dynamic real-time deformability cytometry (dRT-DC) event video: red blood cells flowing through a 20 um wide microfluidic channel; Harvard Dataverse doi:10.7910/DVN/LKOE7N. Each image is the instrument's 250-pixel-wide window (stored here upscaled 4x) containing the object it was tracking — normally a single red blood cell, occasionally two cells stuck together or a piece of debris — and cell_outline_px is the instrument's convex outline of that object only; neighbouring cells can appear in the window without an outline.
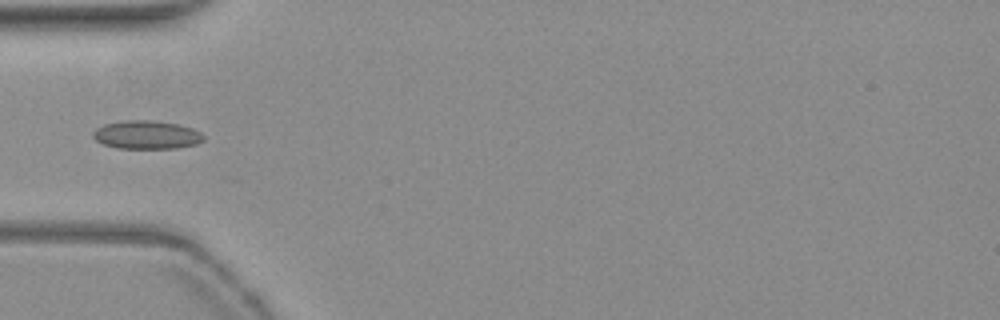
{"species": "common noctule bat (a hibernating species)", "species_latin": "Nyctalus noctula", "temperature_condition": "warm", "stored_images_in_passage": 9, "camera_frame_rate_fps": 3000, "um_per_image_px": 0.085, "animal": {"sex": "female", "body_mass_g": 19.3, "forearm_length_mm": 54.1}, "frame": {"image": 1, "passage_image": 1, "time_ms": 0.0, "image_size_px": [1000, 320], "cell_outline_px": [[204, 140], [196, 144], [176, 148], [116, 148], [104, 144], [96, 140], [92, 136], [92, 132], [96, 128], [104, 124], [124, 120], [148, 120], [180, 124], [192, 128], [200, 132], [204, 136]], "centroid_in_image_um": [12.45, 11.45], "position_along_channel_um": 72.5, "area_um2": 18.32}}
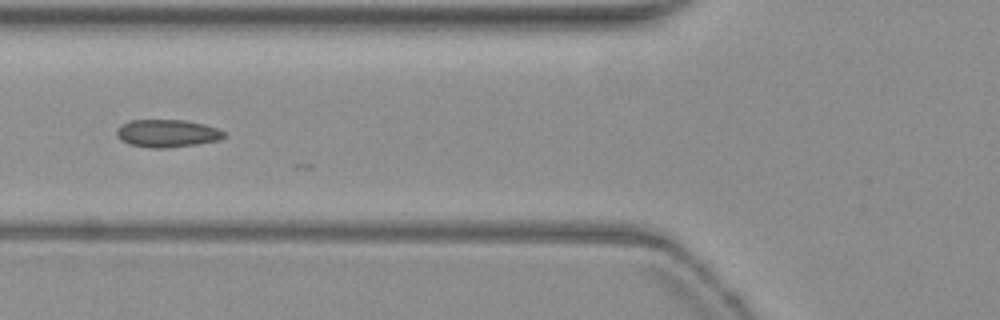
{"frame": {"image": 2, "passage_image": 4, "time_ms": 1.0, "image_size_px": [1000, 320], "cell_outline_px": [[224, 136], [220, 140], [196, 144], [168, 148], [148, 148], [128, 144], [120, 140], [116, 136], [116, 128], [120, 124], [128, 120], [184, 120], [204, 124], [216, 128], [224, 132]], "centroid_in_image_um": [14.13, 11.34], "position_along_channel_um": 111.7, "area_um2": 17.51}}
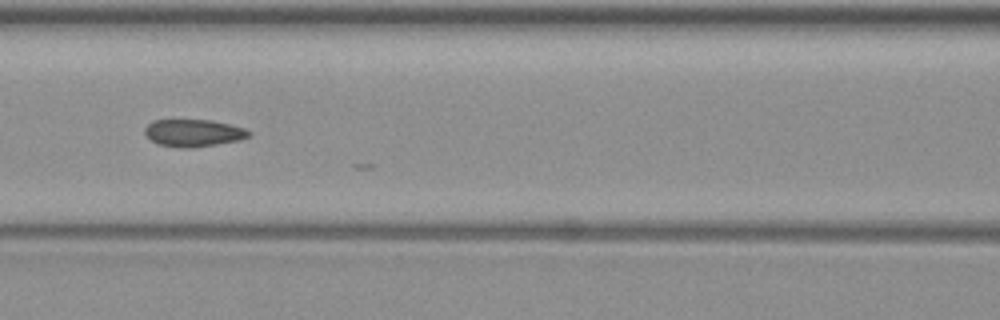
{"frame": {"image": 3, "passage_image": 7, "time_ms": 2.0, "image_size_px": [1000, 320], "cell_outline_px": [[252, 132], [248, 136], [240, 140], [192, 148], [180, 148], [156, 144], [144, 132], [144, 128], [152, 120], [212, 120], [244, 128]], "centroid_in_image_um": [16.42, 11.3], "position_along_channel_um": 150.2, "area_um2": 16.53}}